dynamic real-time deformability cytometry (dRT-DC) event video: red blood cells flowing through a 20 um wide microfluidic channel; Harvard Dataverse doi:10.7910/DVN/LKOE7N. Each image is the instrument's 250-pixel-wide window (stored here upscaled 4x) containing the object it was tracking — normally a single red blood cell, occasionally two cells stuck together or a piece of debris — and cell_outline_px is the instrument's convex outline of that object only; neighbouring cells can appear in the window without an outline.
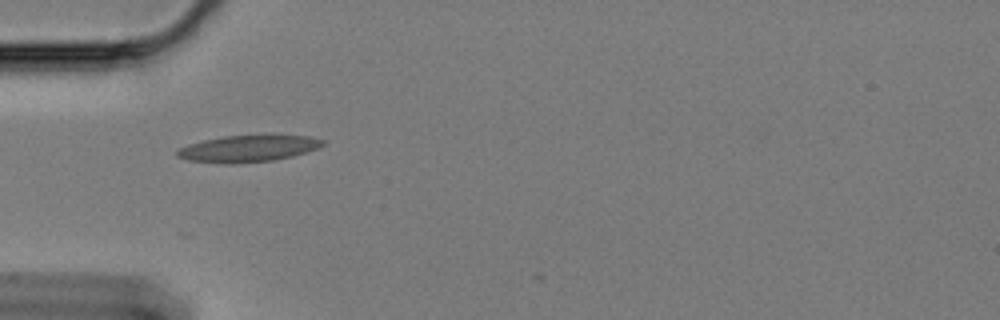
{"species": "Egyptian fruit bat (a non-hibernating species)", "species_latin": "Rousettus aegyptiacus", "temperature_condition": "cold", "stored_images_in_passage": 33, "camera_frame_rate_fps": 3000, "um_per_image_px": 0.085, "animal": {"sex": "female"}, "frame": {"image": 1, "passage_image": 1, "time_ms": 0.0, "image_size_px": [1000, 320], "cell_outline_px": [[324, 144], [316, 148], [292, 156], [272, 160], [232, 164], [220, 164], [188, 160], [176, 156], [176, 152], [180, 148], [188, 144], [204, 140], [224, 136], [268, 132], [272, 132], [308, 136], [324, 140]], "centroid_in_image_um": [21.11, 12.58], "position_along_channel_um": 63.9, "area_um2": 23.47}}